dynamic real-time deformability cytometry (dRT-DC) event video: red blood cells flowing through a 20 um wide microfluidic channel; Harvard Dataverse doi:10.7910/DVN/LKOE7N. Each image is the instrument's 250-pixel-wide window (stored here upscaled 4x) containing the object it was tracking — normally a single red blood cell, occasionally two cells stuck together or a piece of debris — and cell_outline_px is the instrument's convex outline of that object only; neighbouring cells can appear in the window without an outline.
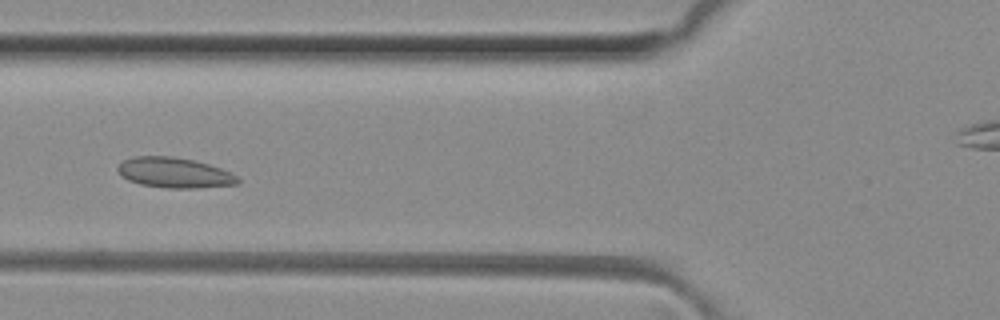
{"species": "common noctule bat (a hibernating species)", "species_latin": "Nyctalus noctula", "temperature_condition": "room temperature", "stored_images_in_passage": 43, "camera_frame_rate_fps": 3000, "um_per_image_px": 0.085, "animal": {"sex": "female", "body_mass_g": 29.2, "forearm_length_mm": 56.3}, "frame": {"image": 1, "passage_image": 11, "time_ms": 3.333, "image_size_px": [1000, 320], "cell_outline_px": [[240, 184], [196, 188], [168, 188], [140, 184], [128, 180], [120, 176], [116, 168], [124, 160], [136, 156], [172, 156], [192, 160], [208, 164], [220, 168], [236, 176], [240, 180]], "centroid_in_image_um": [14.8, 14.69], "position_along_channel_um": 111.0, "area_um2": 21.1}}
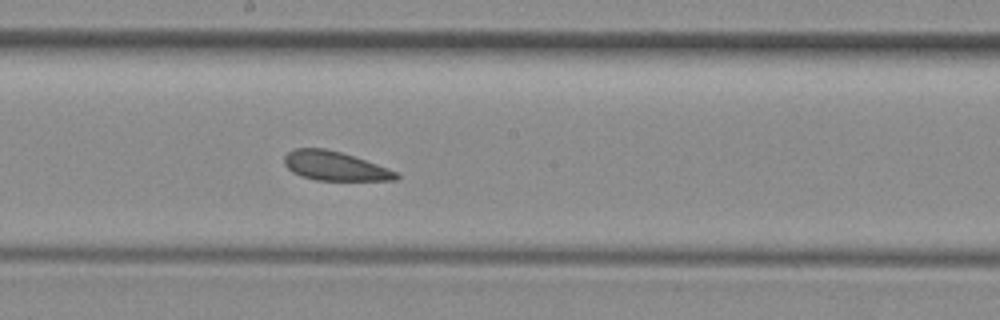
{"frame": {"image": 2, "passage_image": 19, "time_ms": 6.0, "image_size_px": [1000, 320], "cell_outline_px": [[400, 176], [396, 180], [316, 180], [300, 176], [292, 172], [284, 164], [284, 156], [292, 148], [324, 148], [340, 152], [388, 168], [396, 172]], "centroid_in_image_um": [28.41, 14.11], "position_along_channel_um": 219.8, "area_um2": 18.84}}
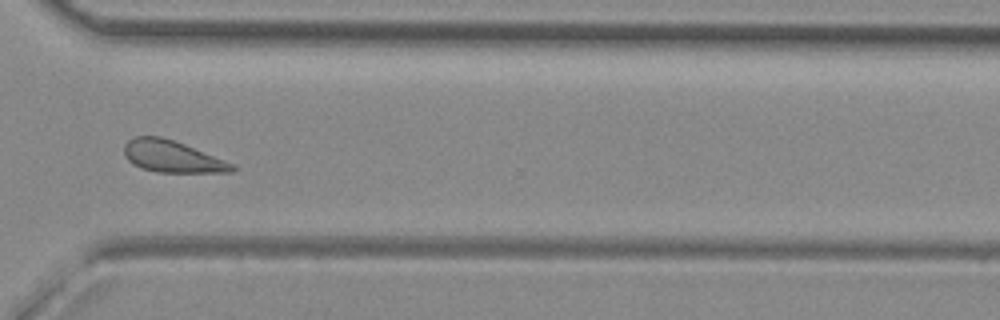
{"frame": {"image": 3, "passage_image": 29, "time_ms": 9.333, "image_size_px": [1000, 320], "cell_outline_px": [[236, 168], [232, 172], [156, 172], [140, 168], [132, 164], [124, 156], [124, 144], [128, 140], [136, 136], [160, 136], [184, 144], [236, 164]], "centroid_in_image_um": [14.62, 13.31], "position_along_channel_um": 356.0, "area_um2": 20.06}}